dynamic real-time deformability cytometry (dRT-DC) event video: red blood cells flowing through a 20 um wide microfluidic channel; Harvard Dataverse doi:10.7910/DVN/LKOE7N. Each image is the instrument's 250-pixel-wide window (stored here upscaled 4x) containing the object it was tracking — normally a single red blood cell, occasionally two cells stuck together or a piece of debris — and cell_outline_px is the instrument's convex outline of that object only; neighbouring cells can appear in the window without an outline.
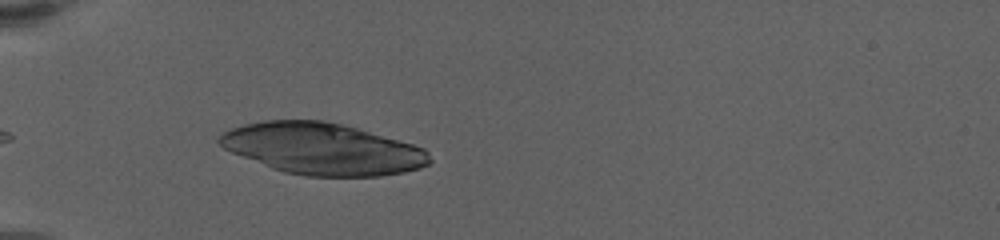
{"species": "human", "species_latin": "Homo sapiens", "temperature_condition": "warm", "stored_images_in_passage": 9, "camera_frame_rate_fps": 3000, "um_per_image_px": 0.085, "donor": {"sex": "female"}, "frame": {"image": 1, "passage_image": 9, "time_ms": 6.667, "image_size_px": [1000, 240], "cell_outline_px": [[432, 160], [428, 164], [420, 168], [404, 172], [380, 176], [308, 176], [284, 172], [272, 168], [232, 152], [224, 148], [216, 140], [224, 132], [232, 128], [244, 124], [264, 120], [320, 120], [340, 124], [356, 128], [412, 144], [424, 148], [428, 152]], "centroid_in_image_um": [27.41, 12.65], "position_along_channel_um": 57.6, "area_um2": 62.6}}